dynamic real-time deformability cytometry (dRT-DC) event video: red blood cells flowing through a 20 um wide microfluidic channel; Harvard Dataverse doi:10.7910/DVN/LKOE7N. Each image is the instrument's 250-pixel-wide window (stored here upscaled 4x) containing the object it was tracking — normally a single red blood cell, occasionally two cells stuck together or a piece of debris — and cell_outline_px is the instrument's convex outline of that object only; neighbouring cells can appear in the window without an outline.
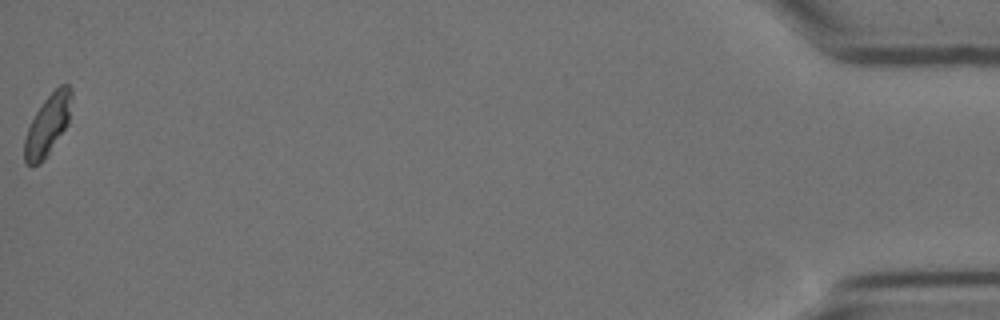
{"species": "Egyptian fruit bat (a non-hibernating species)", "species_latin": "Rousettus aegyptiacus", "temperature_condition": "cold", "stored_images_in_passage": 13, "camera_frame_rate_fps": 3000, "um_per_image_px": 0.085, "animal": {"sex": "female"}, "frame": {"image": 1, "passage_image": 13, "time_ms": 15.667, "image_size_px": [1000, 320], "cell_outline_px": [[72, 96], [68, 124], [48, 156], [40, 164], [32, 168], [24, 160], [24, 140], [28, 128], [36, 112], [44, 100], [60, 84], [68, 84], [72, 88]], "centroid_in_image_um": [4.06, 10.66], "position_along_channel_um": 431.1, "area_um2": 16.82}}